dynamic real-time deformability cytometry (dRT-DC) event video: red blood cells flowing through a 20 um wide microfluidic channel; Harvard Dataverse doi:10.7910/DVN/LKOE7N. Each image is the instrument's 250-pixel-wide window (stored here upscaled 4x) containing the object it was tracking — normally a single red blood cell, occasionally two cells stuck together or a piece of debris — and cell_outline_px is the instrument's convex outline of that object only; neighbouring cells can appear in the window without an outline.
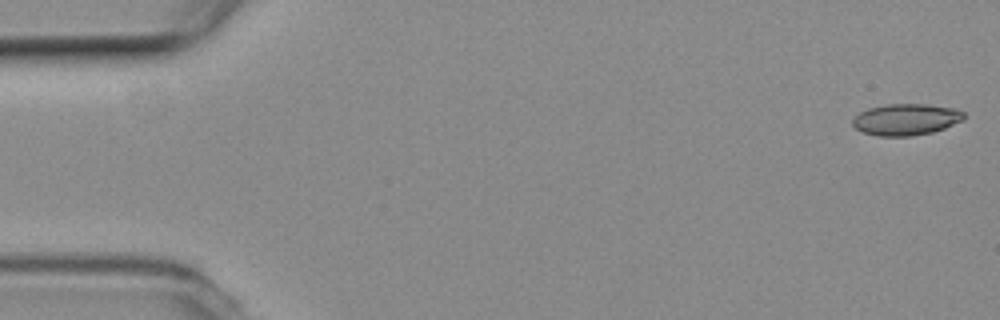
{"species": "common noctule bat (a hibernating species)", "species_latin": "Nyctalus noctula", "temperature_condition": "room temperature", "stored_images_in_passage": 54, "camera_frame_rate_fps": 3000, "um_per_image_px": 0.085, "animal": {"sex": "female", "body_mass_g": 19.3, "forearm_length_mm": 54.1}, "frame": {"image": 1, "passage_image": 1, "time_ms": 0.0, "image_size_px": [1000, 320], "cell_outline_px": [[964, 120], [944, 128], [932, 132], [912, 136], [876, 136], [860, 132], [852, 124], [852, 120], [860, 112], [868, 108], [888, 104], [928, 104], [956, 108], [964, 112]], "centroid_in_image_um": [77.01, 10.16], "position_along_channel_um": 8.0, "area_um2": 20.58}}
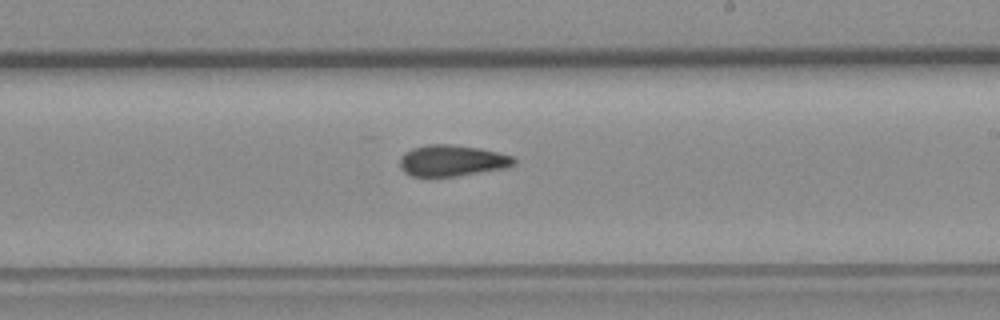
{"frame": {"image": 2, "passage_image": 31, "time_ms": 10.0, "image_size_px": [1000, 320], "cell_outline_px": [[516, 164], [504, 168], [456, 176], [412, 176], [404, 172], [400, 168], [400, 156], [404, 152], [412, 148], [428, 144], [448, 144], [480, 148], [512, 156], [516, 160]], "centroid_in_image_um": [38.39, 13.65], "position_along_channel_um": 250.6, "area_um2": 20.69}}
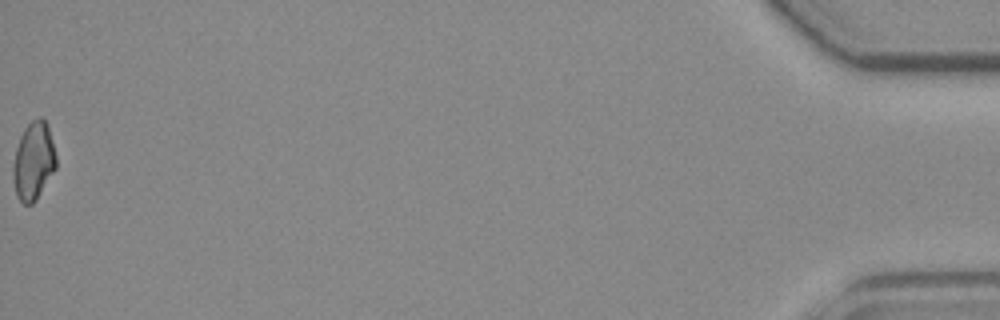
{"frame": {"image": 3, "passage_image": 54, "time_ms": 17.667, "image_size_px": [1000, 320], "cell_outline_px": [[56, 168], [36, 200], [32, 204], [24, 204], [16, 196], [12, 176], [12, 168], [16, 148], [20, 136], [24, 128], [32, 120], [40, 116], [48, 124], [56, 156]], "centroid_in_image_um": [2.84, 13.69], "position_along_channel_um": 432.4, "area_um2": 19.65}, "authors_computed_cell_mechanics": {"area_um2": 20.5768, "velocity_mm_per_s": 3.799, "shape_relaxation_time_tau1_ms": null, "shape_relaxation_time_tau2_ms": 3.9819, "deformation_change_tau1": null, "deformation_change_tau2": 0.1003}}